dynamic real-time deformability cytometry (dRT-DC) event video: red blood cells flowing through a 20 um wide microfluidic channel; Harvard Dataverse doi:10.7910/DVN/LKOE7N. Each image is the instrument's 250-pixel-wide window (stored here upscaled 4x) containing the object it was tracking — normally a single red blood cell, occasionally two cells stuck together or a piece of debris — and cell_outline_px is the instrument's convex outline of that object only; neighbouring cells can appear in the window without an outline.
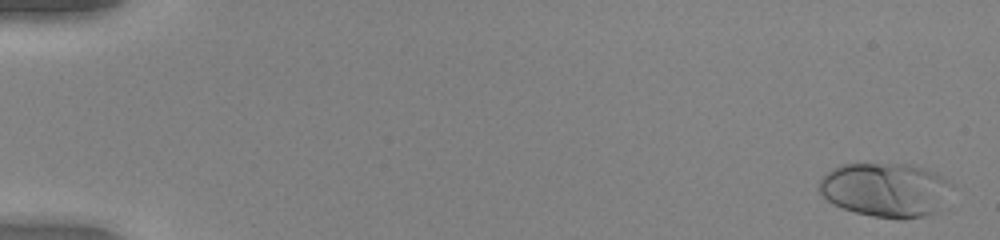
{"species": "human", "species_latin": "Homo sapiens", "temperature_condition": "warm", "stored_images_in_passage": 53, "camera_frame_rate_fps": 3000, "um_per_image_px": 0.085, "donor": {"sex": "female"}, "frame": {"image": 1, "passage_image": 2, "time_ms": 0.333, "image_size_px": [1000, 240], "cell_outline_px": [[952, 184], [932, 212], [924, 216], [904, 220], [896, 220], [872, 216], [856, 212], [832, 204], [820, 192], [820, 180], [832, 168], [840, 164], [912, 164], [936, 172], [944, 176]], "centroid_in_image_um": [75.22, 16.12], "position_along_channel_um": 9.8, "area_um2": 41.38}}
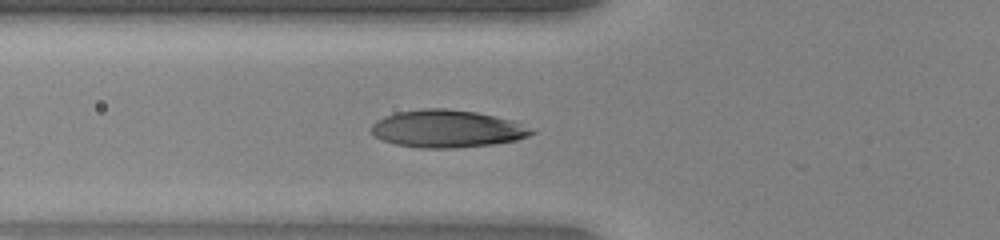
{"frame": {"image": 2, "passage_image": 21, "time_ms": 6.667, "image_size_px": [1000, 240], "cell_outline_px": [[536, 132], [528, 136], [516, 140], [492, 144], [456, 148], [420, 148], [396, 144], [380, 140], [372, 132], [372, 124], [376, 120], [384, 116], [396, 112], [424, 108], [444, 108], [476, 112], [516, 120]], "centroid_in_image_um": [38.0, 10.94], "position_along_channel_um": 87.8, "area_um2": 35.14}}
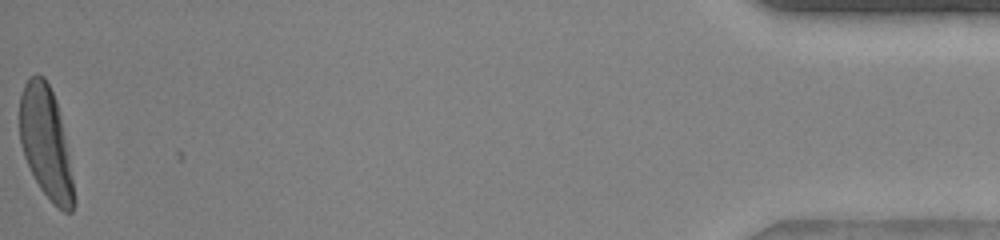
{"frame": {"image": 3, "passage_image": 53, "time_ms": 17.333, "image_size_px": [1000, 240], "cell_outline_px": [[72, 212], [64, 212], [52, 204], [40, 188], [24, 156], [20, 144], [20, 96], [24, 84], [28, 76], [36, 72], [44, 76], [56, 100], [68, 156], [72, 180]], "centroid_in_image_um": [3.84, 12.06], "position_along_channel_um": 431.4, "area_um2": 34.45}}